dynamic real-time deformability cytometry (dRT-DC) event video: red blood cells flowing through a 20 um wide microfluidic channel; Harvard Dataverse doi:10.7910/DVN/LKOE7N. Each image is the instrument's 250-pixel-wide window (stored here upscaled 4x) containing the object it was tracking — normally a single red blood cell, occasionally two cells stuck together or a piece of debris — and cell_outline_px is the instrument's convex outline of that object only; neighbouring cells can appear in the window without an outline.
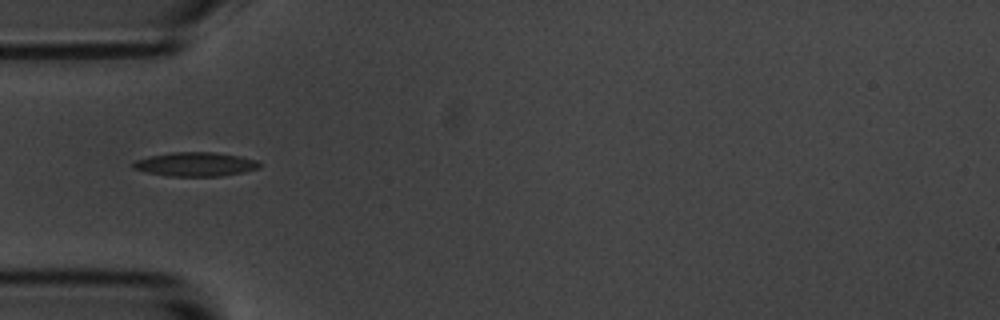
{"species": "common noctule bat (a hibernating species)", "species_latin": "Nyctalus noctula", "temperature_condition": "room temperature", "stored_images_in_passage": 6, "camera_frame_rate_fps": 3000, "um_per_image_px": 0.085, "animal": {"sex": "male", "body_mass_g": 20.1, "forearm_length_mm": 53.5}, "frame": {"image": 1, "passage_image": 5, "time_ms": 4.667, "image_size_px": [1000, 320], "cell_outline_px": [[260, 168], [244, 172], [220, 176], [164, 176], [144, 172], [132, 168], [132, 164], [136, 160], [148, 156], [172, 152], [212, 152], [240, 156], [256, 160], [260, 164]], "centroid_in_image_um": [16.57, 13.97], "position_along_channel_um": 68.4, "area_um2": 17.8}}